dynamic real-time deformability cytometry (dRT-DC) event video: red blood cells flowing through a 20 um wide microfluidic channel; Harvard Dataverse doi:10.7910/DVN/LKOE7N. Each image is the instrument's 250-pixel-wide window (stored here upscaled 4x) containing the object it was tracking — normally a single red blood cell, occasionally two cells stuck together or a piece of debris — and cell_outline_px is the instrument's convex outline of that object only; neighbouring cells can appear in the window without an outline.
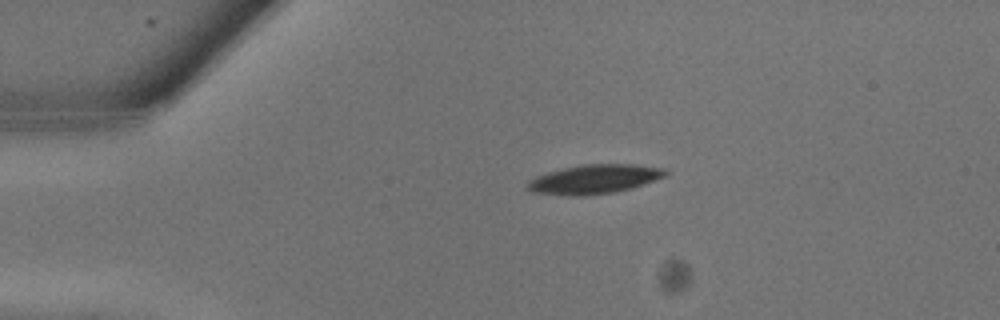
{"species": "common noctule bat (a hibernating species)", "species_latin": "Nyctalus noctula", "temperature_condition": "warm", "stored_images_in_passage": 5, "camera_frame_rate_fps": 3000, "um_per_image_px": 0.085, "animal": {"sex": "male", "body_mass_g": 13.3}, "frame": {"image": 1, "passage_image": 1, "time_ms": 0.0, "image_size_px": [1000, 320], "cell_outline_px": [[668, 172], [664, 176], [644, 184], [632, 188], [612, 192], [584, 196], [572, 196], [532, 192], [524, 188], [528, 180], [536, 176], [548, 172], [580, 164], [632, 164], [664, 168]], "centroid_in_image_um": [50.46, 15.23], "position_along_channel_um": 34.5, "area_um2": 23.47}}
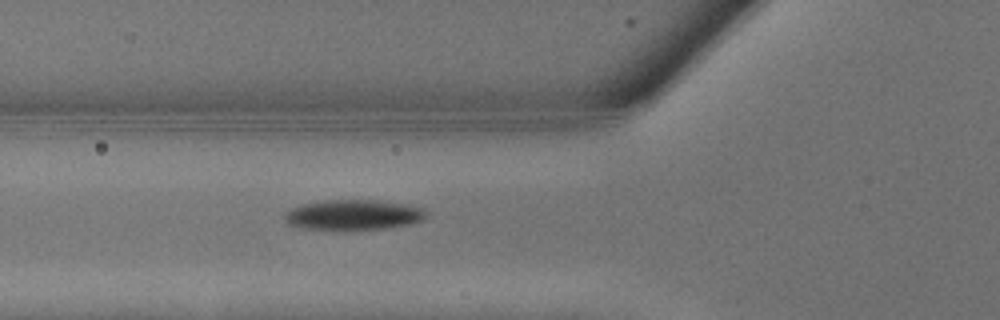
{"frame": {"image": 2, "passage_image": 5, "time_ms": 1.333, "image_size_px": [1000, 320], "cell_outline_px": [[428, 212], [424, 220], [412, 224], [384, 228], [300, 228], [288, 224], [284, 220], [284, 212], [292, 208], [304, 204], [324, 200], [380, 200], [404, 204], [424, 208]], "centroid_in_image_um": [30.07, 18.24], "position_along_channel_um": 95.7, "area_um2": 24.62}}